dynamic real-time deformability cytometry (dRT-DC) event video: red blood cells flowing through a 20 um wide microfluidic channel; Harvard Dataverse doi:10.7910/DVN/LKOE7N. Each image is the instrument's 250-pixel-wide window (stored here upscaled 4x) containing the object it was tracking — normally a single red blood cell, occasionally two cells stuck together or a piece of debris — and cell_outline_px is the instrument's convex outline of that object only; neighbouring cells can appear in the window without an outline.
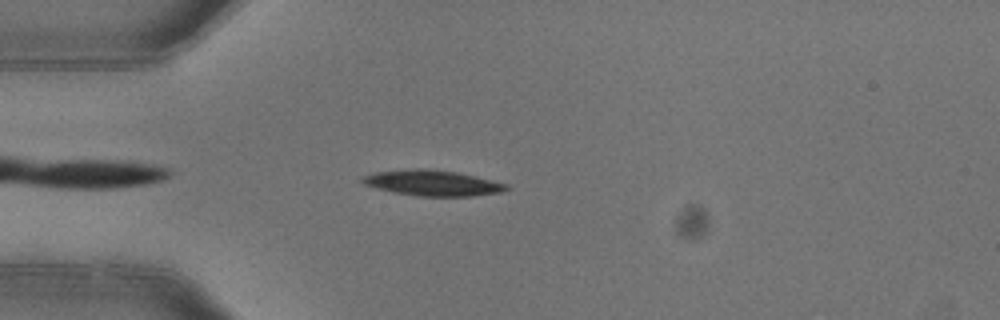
{"species": "common noctule bat (a hibernating species)", "species_latin": "Nyctalus noctula", "temperature_condition": "warm", "stored_images_in_passage": 3, "camera_frame_rate_fps": 3000, "um_per_image_px": 0.085, "animal": {"sex": "female"}, "frame": {"image": 1, "passage_image": 3, "time_ms": 0.667, "image_size_px": [1000, 320], "cell_outline_px": [[508, 188], [500, 192], [472, 196], [416, 196], [392, 192], [364, 184], [360, 180], [364, 176], [376, 172], [412, 168], [424, 168], [456, 172], [508, 184]], "centroid_in_image_um": [36.74, 15.55], "position_along_channel_um": 48.3, "area_um2": 21.27}}